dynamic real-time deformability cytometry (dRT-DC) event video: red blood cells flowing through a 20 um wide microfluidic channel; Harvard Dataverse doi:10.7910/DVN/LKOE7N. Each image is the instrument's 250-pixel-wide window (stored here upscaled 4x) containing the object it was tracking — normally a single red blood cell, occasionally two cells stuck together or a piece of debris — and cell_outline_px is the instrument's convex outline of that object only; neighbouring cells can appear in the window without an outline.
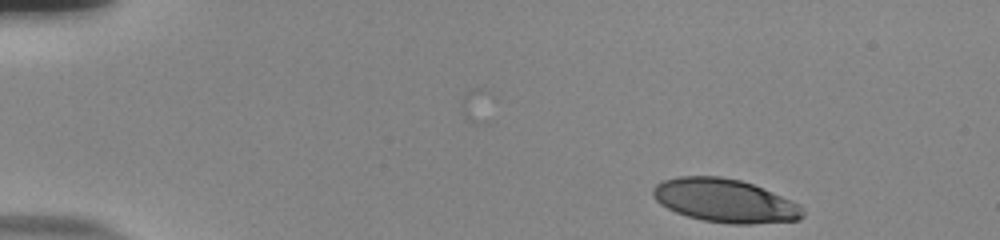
{"species": "human", "species_latin": "Homo sapiens", "temperature_condition": "room temperature", "stored_images_in_passage": 5, "camera_frame_rate_fps": 3000, "um_per_image_px": 0.085, "donor": {"sex": "male"}, "frame": {"image": 1, "passage_image": 5, "time_ms": 1.333, "image_size_px": [1000, 240], "cell_outline_px": [[804, 216], [800, 220], [752, 224], [728, 224], [704, 220], [688, 216], [676, 212], [660, 204], [652, 196], [652, 188], [660, 180], [680, 176], [720, 176], [740, 180], [752, 184], [772, 192], [800, 204], [804, 208]], "centroid_in_image_um": [61.61, 17.05], "position_along_channel_um": 23.4, "area_um2": 38.09}}